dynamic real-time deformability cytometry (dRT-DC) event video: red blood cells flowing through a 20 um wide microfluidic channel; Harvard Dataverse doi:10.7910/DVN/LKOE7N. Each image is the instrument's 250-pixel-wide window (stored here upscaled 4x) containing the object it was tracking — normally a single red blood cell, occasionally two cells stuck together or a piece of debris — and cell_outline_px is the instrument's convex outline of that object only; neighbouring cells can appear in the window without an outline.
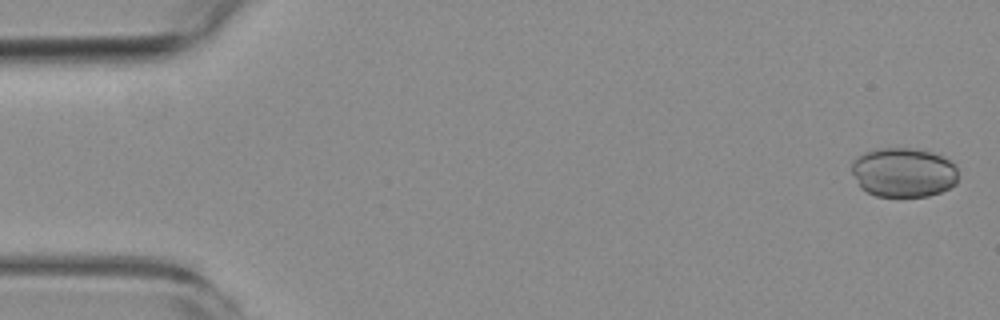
{"species": "common noctule bat (a hibernating species)", "species_latin": "Nyctalus noctula", "temperature_condition": "room temperature", "stored_images_in_passage": 5, "camera_frame_rate_fps": 3000, "um_per_image_px": 0.085, "animal": {"sex": "female", "body_mass_g": 19.3, "forearm_length_mm": 54.1}, "frame": {"image": 1, "passage_image": 1, "time_ms": 0.0, "image_size_px": [1000, 320], "cell_outline_px": [[956, 184], [940, 192], [928, 196], [876, 196], [860, 188], [852, 172], [852, 160], [856, 156], [864, 152], [880, 148], [916, 148], [932, 152], [956, 164]], "centroid_in_image_um": [76.77, 14.64], "position_along_channel_um": 8.2, "area_um2": 30.75}}